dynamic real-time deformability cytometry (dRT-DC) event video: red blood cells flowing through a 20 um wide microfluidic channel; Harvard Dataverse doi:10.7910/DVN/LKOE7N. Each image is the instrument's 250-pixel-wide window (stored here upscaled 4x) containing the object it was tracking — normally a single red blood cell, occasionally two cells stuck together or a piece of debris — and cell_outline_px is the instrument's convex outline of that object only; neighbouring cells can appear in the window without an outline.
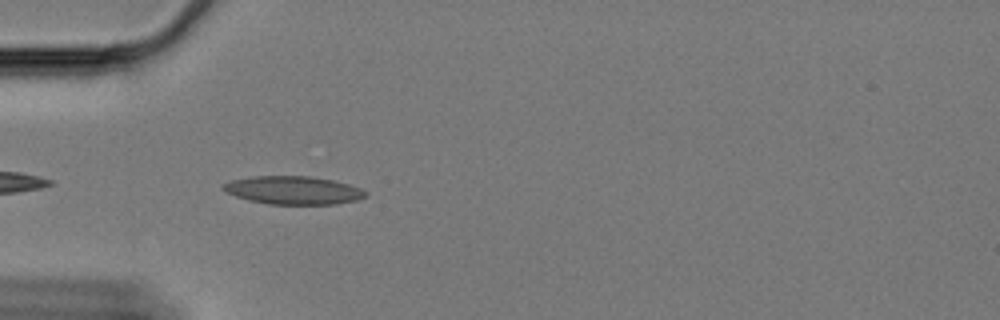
{"species": "Egyptian fruit bat (a non-hibernating species)", "species_latin": "Rousettus aegyptiacus", "temperature_condition": "cold", "stored_images_in_passage": 16, "camera_frame_rate_fps": 3000, "um_per_image_px": 0.085, "animal": {"sex": "female"}, "frame": {"image": 1, "passage_image": 2, "time_ms": 0.333, "image_size_px": [1000, 320], "cell_outline_px": [[368, 196], [356, 200], [336, 204], [268, 204], [248, 200], [224, 192], [220, 188], [220, 184], [232, 180], [252, 176], [312, 176], [332, 180], [348, 184], [360, 188], [368, 192]], "centroid_in_image_um": [24.89, 16.17], "position_along_channel_um": 60.1, "area_um2": 23.58}}
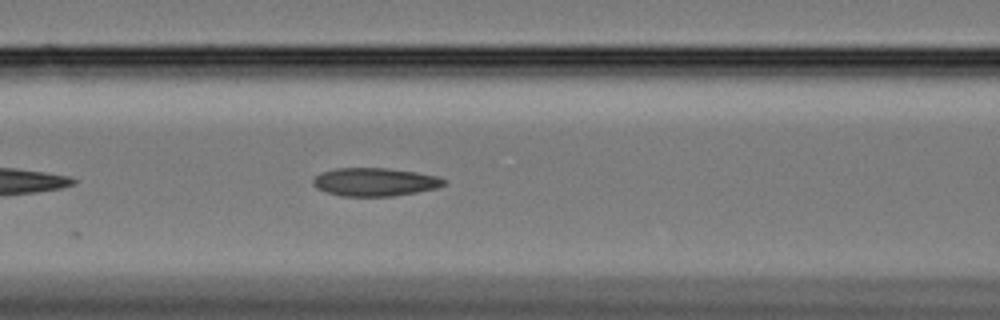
{"frame": {"image": 2, "passage_image": 9, "time_ms": 2.667, "image_size_px": [1000, 320], "cell_outline_px": [[444, 184], [436, 188], [416, 192], [392, 196], [344, 196], [328, 192], [316, 188], [312, 184], [312, 180], [320, 172], [336, 168], [388, 168], [416, 172], [436, 176], [444, 180]], "centroid_in_image_um": [31.81, 15.46], "position_along_channel_um": 134.8, "area_um2": 21.33}}
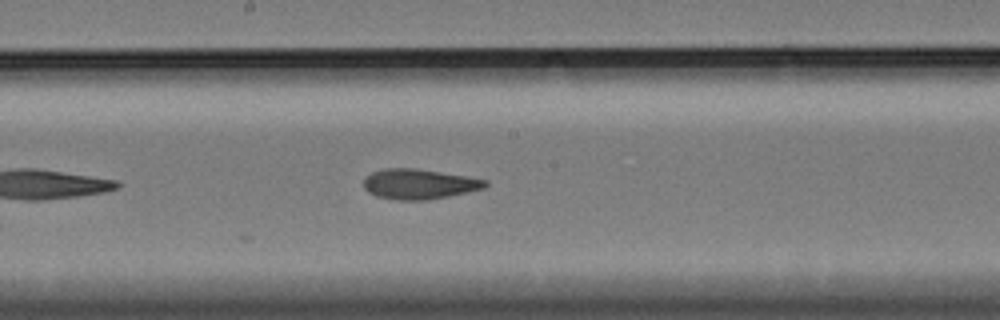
{"frame": {"image": 3, "passage_image": 16, "time_ms": 5.0, "image_size_px": [1000, 320], "cell_outline_px": [[488, 184], [484, 188], [468, 192], [428, 200], [396, 200], [376, 196], [368, 192], [364, 188], [364, 180], [372, 172], [384, 168], [416, 168], [468, 176], [488, 180]], "centroid_in_image_um": [35.64, 15.64], "position_along_channel_um": 212.6, "area_um2": 21.44}}